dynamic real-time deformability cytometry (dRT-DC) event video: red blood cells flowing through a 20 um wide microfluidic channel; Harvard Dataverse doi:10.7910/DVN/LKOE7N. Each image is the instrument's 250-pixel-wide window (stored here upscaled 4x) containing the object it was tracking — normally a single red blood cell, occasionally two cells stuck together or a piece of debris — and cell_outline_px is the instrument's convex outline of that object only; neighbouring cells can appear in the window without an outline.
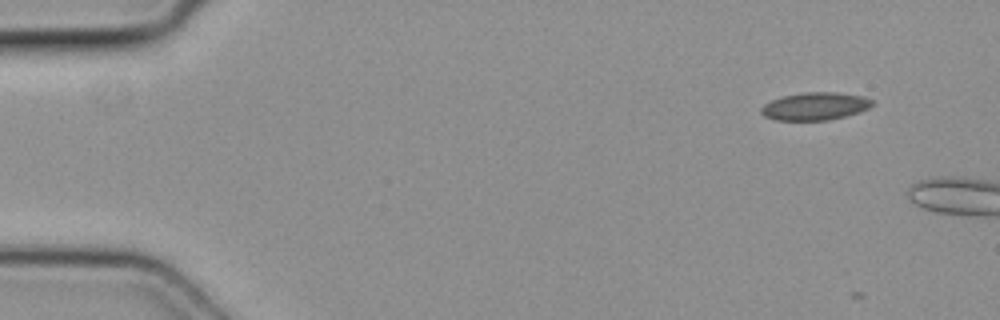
{"species": "common noctule bat (a hibernating species)", "species_latin": "Nyctalus noctula", "temperature_condition": "cold", "stored_images_in_passage": 4, "camera_frame_rate_fps": 3000, "um_per_image_px": 0.085, "animal": {"sex": "female", "body_mass_g": 19.3, "forearm_length_mm": 54.1}, "frame": {"image": 1, "passage_image": 1, "time_ms": 0.0, "image_size_px": [1000, 320], "cell_outline_px": [[876, 100], [868, 108], [860, 112], [828, 120], [776, 120], [764, 116], [760, 112], [760, 108], [764, 104], [772, 100], [784, 96], [804, 92], [836, 92], [864, 96]], "centroid_in_image_um": [69.3, 9.02], "position_along_channel_um": 15.7, "area_um2": 17.98}}